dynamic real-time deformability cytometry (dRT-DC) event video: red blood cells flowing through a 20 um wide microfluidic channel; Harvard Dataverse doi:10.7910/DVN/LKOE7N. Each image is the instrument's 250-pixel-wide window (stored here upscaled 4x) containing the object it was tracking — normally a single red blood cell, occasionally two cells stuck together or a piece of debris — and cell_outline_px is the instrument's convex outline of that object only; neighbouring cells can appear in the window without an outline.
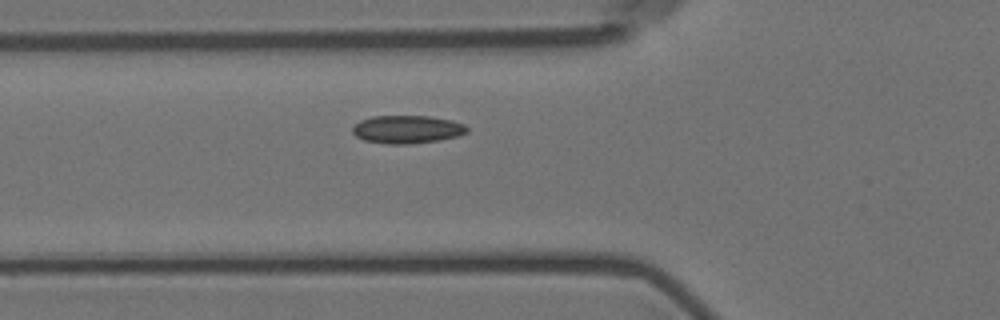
{"species": "Egyptian fruit bat (a non-hibernating species)", "species_latin": "Rousettus aegyptiacus", "temperature_condition": "room temperature", "stored_images_in_passage": 3, "camera_frame_rate_fps": 3000, "um_per_image_px": 0.085, "animal": {"sex": "female"}, "frame": {"image": 1, "passage_image": 3, "time_ms": 3.333, "image_size_px": [1000, 320], "cell_outline_px": [[468, 132], [456, 136], [440, 140], [408, 144], [388, 144], [364, 140], [356, 136], [352, 132], [352, 128], [360, 120], [372, 116], [428, 116], [452, 120], [464, 124], [468, 128]], "centroid_in_image_um": [34.6, 10.99], "position_along_channel_um": 91.2, "area_um2": 18.67}}